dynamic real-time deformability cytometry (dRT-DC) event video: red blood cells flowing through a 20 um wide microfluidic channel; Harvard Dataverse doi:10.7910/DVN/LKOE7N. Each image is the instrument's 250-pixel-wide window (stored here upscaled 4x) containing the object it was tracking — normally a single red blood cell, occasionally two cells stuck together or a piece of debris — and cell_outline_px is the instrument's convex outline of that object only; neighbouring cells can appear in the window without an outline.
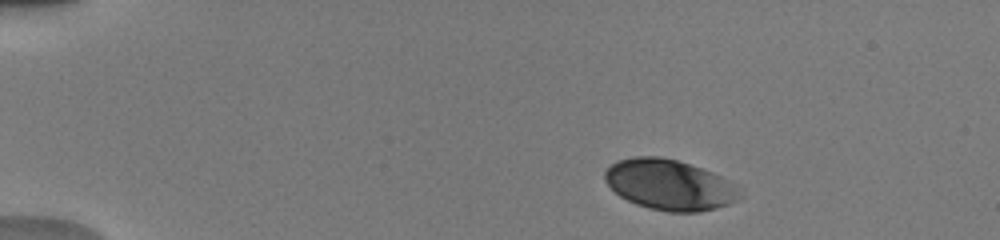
{"species": "human", "species_latin": "Homo sapiens", "temperature_condition": "warm", "stored_images_in_passage": 41, "camera_frame_rate_fps": 3000, "um_per_image_px": 0.085, "donor": {"sex": "male"}, "frame": {"image": 1, "passage_image": 3, "time_ms": 1.0, "image_size_px": [1000, 240], "cell_outline_px": [[744, 196], [728, 204], [716, 208], [700, 212], [668, 212], [648, 208], [636, 204], [620, 196], [604, 180], [604, 172], [616, 160], [632, 156], [660, 156], [676, 160], [712, 172], [728, 180]], "centroid_in_image_um": [56.88, 15.71], "position_along_channel_um": 28.1, "area_um2": 39.59}}
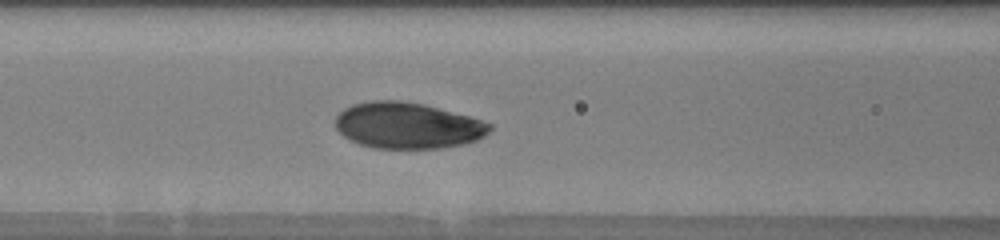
{"frame": {"image": 2, "passage_image": 16, "time_ms": 6.0, "image_size_px": [1000, 240], "cell_outline_px": [[492, 128], [484, 136], [476, 140], [464, 144], [436, 148], [372, 148], [360, 144], [344, 136], [336, 128], [336, 116], [344, 108], [352, 104], [372, 100], [400, 100], [424, 104], [468, 116], [492, 124]], "centroid_in_image_um": [34.63, 10.66], "position_along_channel_um": 132.0, "area_um2": 41.33}}
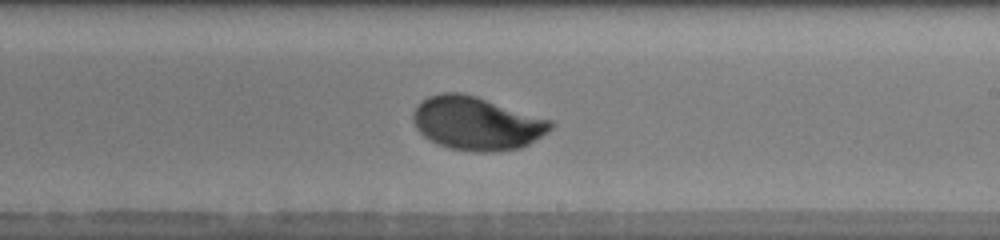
{"frame": {"image": 3, "passage_image": 29, "time_ms": 9.0, "image_size_px": [1000, 240], "cell_outline_px": [[556, 124], [548, 132], [528, 144], [520, 148], [496, 152], [472, 152], [452, 148], [440, 144], [424, 136], [416, 128], [412, 120], [412, 112], [416, 104], [420, 100], [428, 96], [440, 92], [460, 92], [476, 96], [552, 120]], "centroid_in_image_um": [40.5, 10.47], "position_along_channel_um": 248.5, "area_um2": 43.0}}